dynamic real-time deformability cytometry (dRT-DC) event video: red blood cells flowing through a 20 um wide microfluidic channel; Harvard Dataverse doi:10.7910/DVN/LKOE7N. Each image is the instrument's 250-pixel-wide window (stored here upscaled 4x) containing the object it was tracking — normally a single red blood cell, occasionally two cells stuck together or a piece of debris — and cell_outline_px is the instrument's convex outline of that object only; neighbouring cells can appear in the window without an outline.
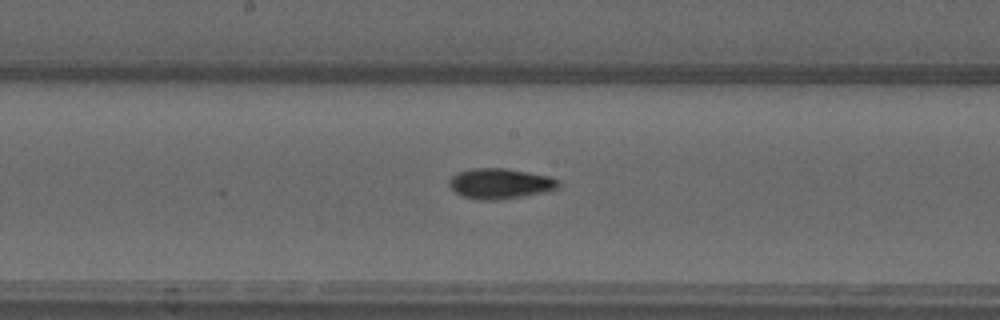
{"species": "common noctule bat (a hibernating species)", "species_latin": "Nyctalus noctula", "temperature_condition": "warm", "stored_images_in_passage": 45, "camera_frame_rate_fps": 3000, "um_per_image_px": 0.085, "animal": {"sex": "male", "forearm_length_mm": 52.5}, "frame": {"image": 1, "passage_image": 21, "time_ms": 6.667, "image_size_px": [1000, 320], "cell_outline_px": [[560, 184], [556, 188], [540, 192], [520, 196], [496, 200], [480, 200], [464, 196], [456, 192], [448, 184], [448, 180], [456, 172], [472, 168], [504, 168], [528, 172], [548, 176], [556, 180]], "centroid_in_image_um": [42.43, 15.59], "position_along_channel_um": 205.8, "area_um2": 18.96}}
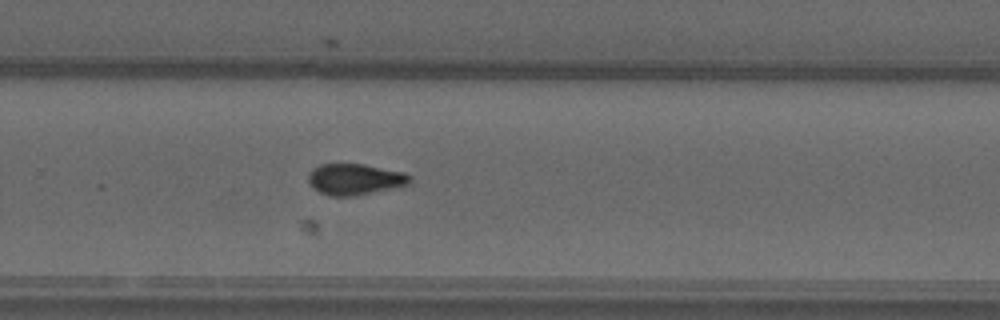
{"frame": {"image": 2, "passage_image": 28, "time_ms": 9.0, "image_size_px": [1000, 320], "cell_outline_px": [[412, 184], [356, 196], [328, 196], [312, 188], [308, 180], [308, 172], [312, 168], [320, 164], [364, 164], [404, 172], [412, 176]], "centroid_in_image_um": [30.18, 15.24], "position_along_channel_um": 299.6, "area_um2": 18.79}}
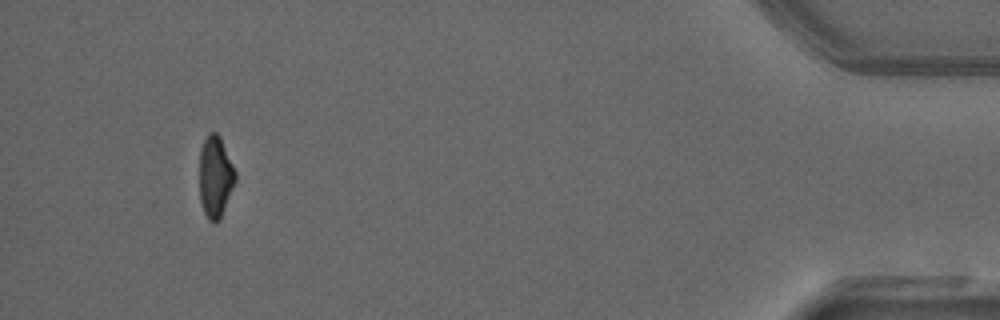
{"frame": {"image": 3, "passage_image": 42, "time_ms": 13.667, "image_size_px": [1000, 320], "cell_outline_px": [[236, 180], [220, 220], [208, 220], [204, 212], [200, 200], [200, 148], [208, 132], [216, 132], [220, 136], [236, 172]], "centroid_in_image_um": [18.3, 15.0], "position_along_channel_um": 416.9, "area_um2": 16.99}, "authors_computed_cell_mechanics": {"area_um2": 17.9758, "velocity_mm_per_s": 4.0509, "shape_relaxation_time_tau1_ms": 7.5295, "shape_relaxation_time_tau2_ms": 2.2007, "deformation_change_tau1": 0.2241, "deformation_change_tau2": 0.0746}}